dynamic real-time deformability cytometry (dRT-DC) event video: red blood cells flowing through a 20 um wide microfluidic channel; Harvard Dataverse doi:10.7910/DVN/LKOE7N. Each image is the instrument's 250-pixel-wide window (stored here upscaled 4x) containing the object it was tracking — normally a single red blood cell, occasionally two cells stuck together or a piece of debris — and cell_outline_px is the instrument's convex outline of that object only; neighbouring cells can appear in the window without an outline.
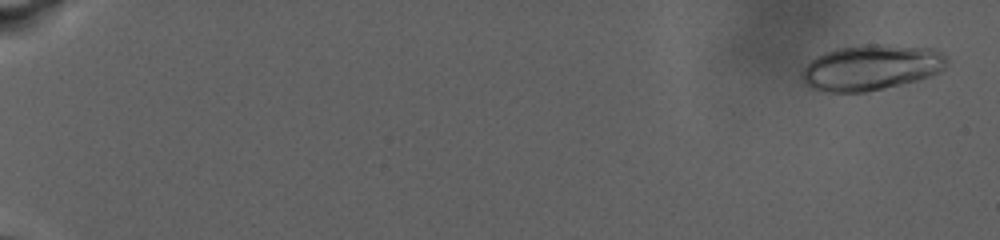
{"species": "human", "species_latin": "Homo sapiens", "temperature_condition": "warm", "stored_images_in_passage": 98, "camera_frame_rate_fps": 3000, "um_per_image_px": 0.085, "donor": {"sex": "male"}, "frame": {"image": 1, "passage_image": 3, "time_ms": 1.0, "image_size_px": [1000, 240], "cell_outline_px": [[948, 60], [944, 68], [940, 72], [904, 84], [864, 92], [824, 92], [812, 88], [804, 84], [800, 76], [800, 72], [816, 56], [824, 52], [836, 48], [864, 44], [884, 44], [932, 48], [948, 56]], "centroid_in_image_um": [74.03, 5.73], "position_along_channel_um": 11.0, "area_um2": 38.78}}
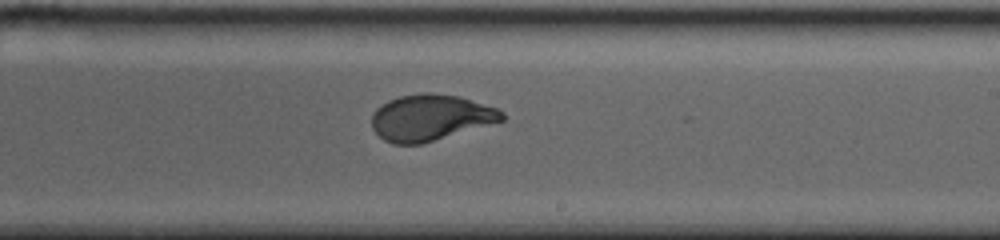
{"frame": {"image": 2, "passage_image": 56, "time_ms": 20.0, "image_size_px": [1000, 240], "cell_outline_px": [[504, 120], [420, 144], [392, 144], [384, 140], [372, 128], [372, 116], [376, 108], [380, 104], [388, 100], [400, 96], [420, 92], [432, 92], [460, 96], [496, 108], [504, 112]], "centroid_in_image_um": [36.56, 9.97], "position_along_channel_um": 252.4, "area_um2": 34.91}}
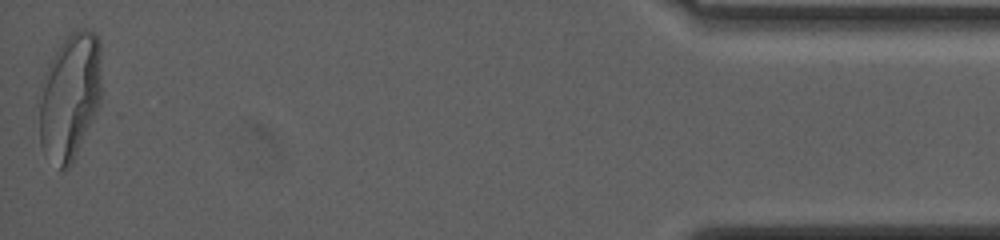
{"frame": {"image": 3, "passage_image": 98, "time_ms": 30.333, "image_size_px": [1000, 240], "cell_outline_px": [[100, 100], [92, 120], [72, 164], [64, 172], [44, 152], [40, 144], [36, 100], [48, 64], [68, 32], [80, 28], [88, 28], [100, 40]], "centroid_in_image_um": [5.89, 8.19], "position_along_channel_um": 429.3, "area_um2": 46.59}, "authors_computed_cell_mechanics": {"area_um2": 35.7782, "velocity_mm_per_s": 2.4111, "shape_relaxation_time_tau1_ms": 7.7082, "shape_relaxation_time_tau2_ms": null, "deformation_change_tau1": 0.2327, "deformation_change_tau2": null}}